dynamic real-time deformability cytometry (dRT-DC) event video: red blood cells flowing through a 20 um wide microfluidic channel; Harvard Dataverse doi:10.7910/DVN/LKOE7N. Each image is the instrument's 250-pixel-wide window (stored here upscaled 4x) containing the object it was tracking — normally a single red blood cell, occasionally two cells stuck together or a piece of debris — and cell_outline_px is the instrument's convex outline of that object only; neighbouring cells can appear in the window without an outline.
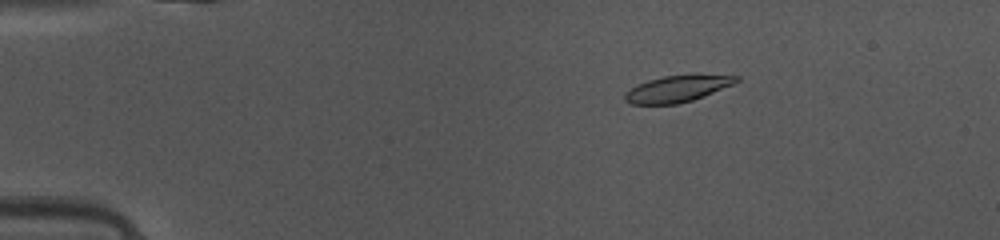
{"species": "common noctule bat (a hibernating species)", "species_latin": "Nyctalus noctula", "temperature_condition": "warm", "stored_images_in_passage": 49, "camera_frame_rate_fps": 3000, "um_per_image_px": 0.085, "animal": {"sex": "female", "body_mass_g": 10.0, "forearm_length_mm": 53.1}, "frame": {"image": 1, "passage_image": 9, "time_ms": 2.667, "image_size_px": [1000, 240], "cell_outline_px": [[740, 80], [732, 84], [704, 96], [692, 100], [676, 104], [628, 104], [624, 100], [624, 92], [636, 84], [648, 80], [664, 76], [696, 72], [740, 76]], "centroid_in_image_um": [57.59, 7.5], "position_along_channel_um": 27.4, "area_um2": 17.86}}
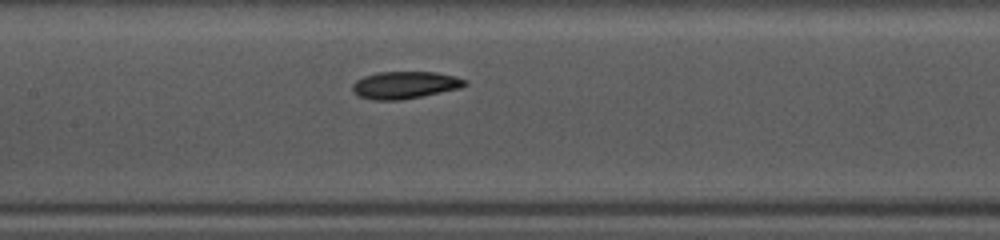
{"frame": {"image": 2, "passage_image": 24, "time_ms": 7.667, "image_size_px": [1000, 240], "cell_outline_px": [[468, 84], [460, 88], [400, 100], [372, 100], [360, 96], [352, 92], [352, 84], [356, 80], [364, 76], [380, 72], [436, 72], [456, 76], [468, 80]], "centroid_in_image_um": [34.42, 7.22], "position_along_channel_um": 173.0, "area_um2": 17.86}}
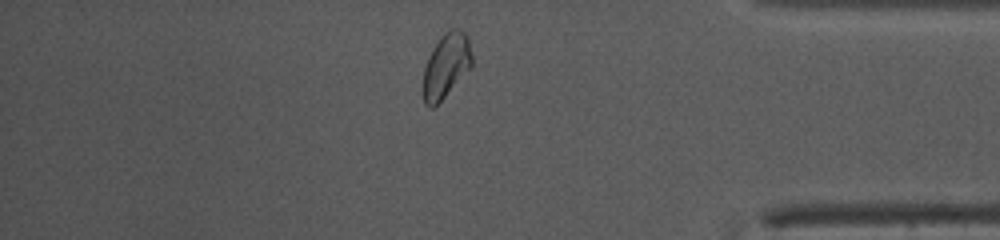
{"frame": {"image": 3, "passage_image": 42, "time_ms": 13.667, "image_size_px": [1000, 240], "cell_outline_px": [[472, 64], [444, 96], [432, 108], [428, 108], [424, 104], [424, 68], [428, 56], [440, 36], [448, 28], [460, 28], [468, 36], [472, 56]], "centroid_in_image_um": [37.91, 5.51], "position_along_channel_um": 397.3, "area_um2": 17.98}, "authors_computed_cell_mechanics": {"area_um2": 17.8024, "velocity_mm_per_s": 4.1217, "shape_relaxation_time_tau1_ms": 4.9777, "shape_relaxation_time_tau2_ms": 2.4778, "deformation_change_tau1": 0.1645, "deformation_change_tau2": 0.0682}}